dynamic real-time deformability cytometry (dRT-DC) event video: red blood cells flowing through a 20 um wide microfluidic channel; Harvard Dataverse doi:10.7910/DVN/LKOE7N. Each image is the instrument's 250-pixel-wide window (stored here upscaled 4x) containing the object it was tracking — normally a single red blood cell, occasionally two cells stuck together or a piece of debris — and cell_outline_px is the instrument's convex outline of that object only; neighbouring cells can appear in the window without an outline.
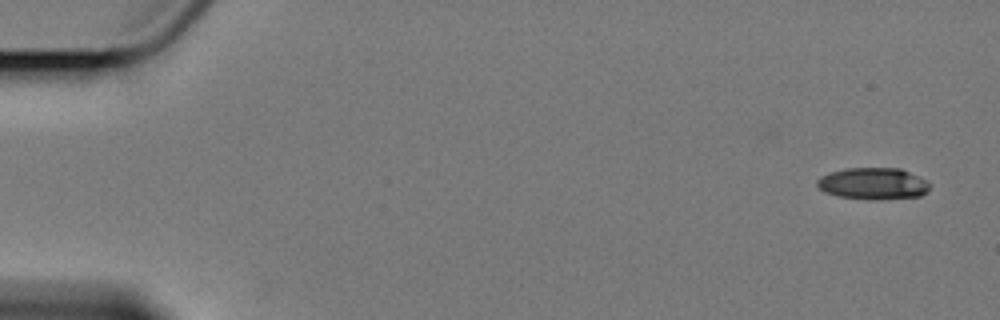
{"species": "Egyptian fruit bat (a non-hibernating species)", "species_latin": "Rousettus aegyptiacus", "temperature_condition": "cold", "stored_images_in_passage": 6, "camera_frame_rate_fps": 3000, "um_per_image_px": 0.085, "animal": {"sex": "female"}, "frame": {"image": 1, "passage_image": 1, "time_ms": 0.0, "image_size_px": [1000, 320], "cell_outline_px": [[928, 188], [920, 196], [872, 200], [868, 200], [840, 196], [824, 192], [816, 184], [816, 180], [820, 176], [844, 168], [900, 168], [924, 180], [928, 184]], "centroid_in_image_um": [74.14, 15.6], "position_along_channel_um": 10.9, "area_um2": 20.52}}
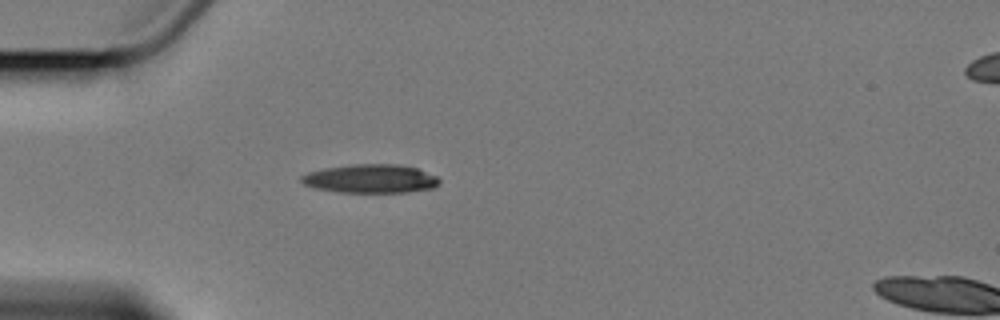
{"frame": {"image": 2, "passage_image": 5, "time_ms": 5.0, "image_size_px": [1000, 320], "cell_outline_px": [[440, 180], [432, 188], [408, 192], [340, 192], [316, 188], [304, 184], [300, 180], [300, 176], [308, 172], [324, 168], [352, 164], [396, 164], [416, 168], [436, 176]], "centroid_in_image_um": [31.46, 15.18], "position_along_channel_um": 53.5, "area_um2": 22.83}}